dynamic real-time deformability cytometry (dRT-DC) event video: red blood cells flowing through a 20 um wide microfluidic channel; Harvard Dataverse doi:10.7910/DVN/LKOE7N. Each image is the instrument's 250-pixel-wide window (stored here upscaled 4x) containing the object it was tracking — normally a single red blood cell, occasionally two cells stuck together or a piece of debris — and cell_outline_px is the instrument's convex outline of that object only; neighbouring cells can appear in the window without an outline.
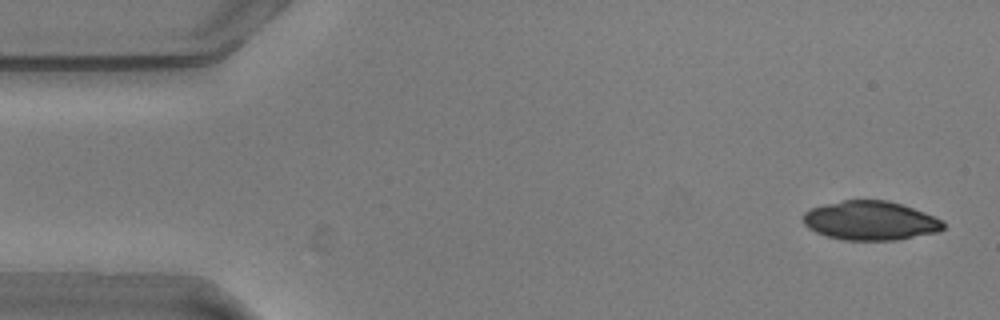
{"species": "common noctule bat (a hibernating species)", "species_latin": "Nyctalus noctula", "temperature_condition": "warm", "stored_images_in_passage": 10, "camera_frame_rate_fps": 3000, "um_per_image_px": 0.085, "animal": {"sex": "male", "body_mass_g": 20.5, "forearm_length_mm": 52.5}, "frame": {"image": 1, "passage_image": 1, "time_ms": 0.0, "image_size_px": [1000, 320], "cell_outline_px": [[944, 228], [940, 232], [896, 240], [844, 240], [828, 236], [816, 232], [808, 228], [804, 224], [804, 212], [812, 208], [824, 204], [844, 200], [888, 200], [924, 212], [944, 220]], "centroid_in_image_um": [74.01, 18.76], "position_along_channel_um": 11.0, "area_um2": 31.91}}